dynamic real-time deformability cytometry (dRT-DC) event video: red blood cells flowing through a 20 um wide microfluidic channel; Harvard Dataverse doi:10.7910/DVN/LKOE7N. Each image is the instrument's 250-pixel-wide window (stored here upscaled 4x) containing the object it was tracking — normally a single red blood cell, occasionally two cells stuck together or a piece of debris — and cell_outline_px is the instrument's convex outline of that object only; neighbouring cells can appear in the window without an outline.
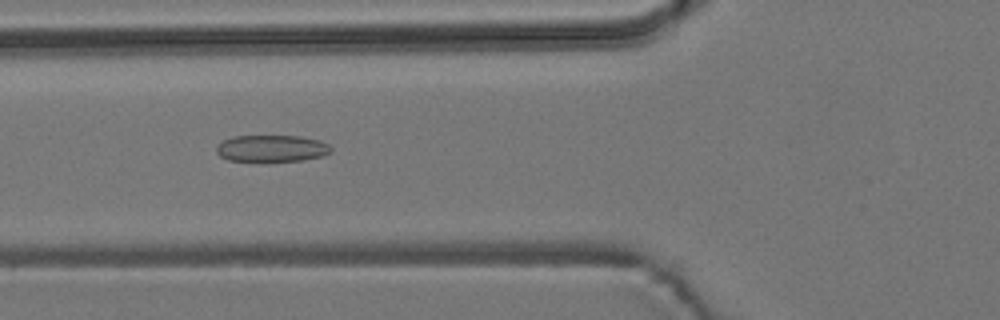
{"species": "common noctule bat (a hibernating species)", "species_latin": "Nyctalus noctula", "temperature_condition": "room temperature", "stored_images_in_passage": 7, "camera_frame_rate_fps": 3000, "um_per_image_px": 0.085, "animal": {"sex": "male", "body_mass_g": 19.2, "forearm_length_mm": 51.8}, "frame": {"image": 1, "passage_image": 5, "time_ms": 5.333, "image_size_px": [1000, 320], "cell_outline_px": [[332, 152], [324, 156], [300, 160], [228, 160], [220, 156], [216, 152], [216, 148], [224, 140], [232, 136], [300, 136], [320, 140], [328, 144], [332, 148]], "centroid_in_image_um": [23.14, 12.6], "position_along_channel_um": 102.7, "area_um2": 17.63}}
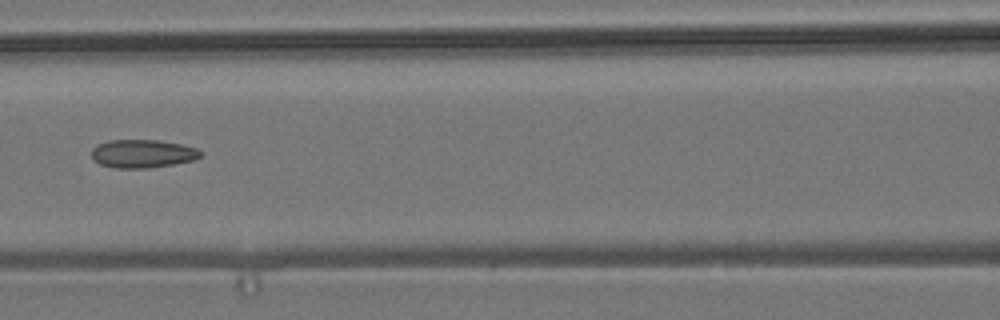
{"frame": {"image": 2, "passage_image": 6, "time_ms": 6.667, "image_size_px": [1000, 320], "cell_outline_px": [[200, 156], [196, 160], [148, 168], [116, 168], [100, 164], [92, 156], [92, 148], [96, 144], [108, 140], [160, 140], [184, 144], [196, 148], [200, 152]], "centroid_in_image_um": [12.12, 13.05], "position_along_channel_um": 154.5, "area_um2": 17.98}}
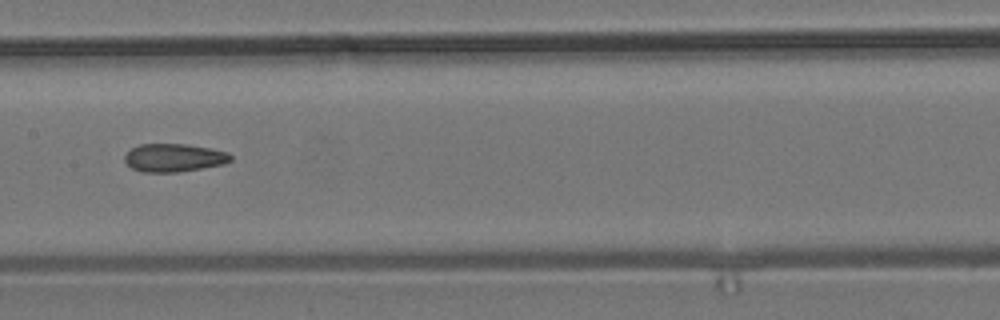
{"frame": {"image": 3, "passage_image": 7, "time_ms": 7.667, "image_size_px": [1000, 320], "cell_outline_px": [[232, 160], [224, 164], [176, 172], [144, 172], [132, 168], [124, 160], [124, 156], [132, 148], [140, 144], [188, 144], [228, 152], [232, 156]], "centroid_in_image_um": [14.79, 13.4], "position_along_channel_um": 192.6, "area_um2": 17.22}}